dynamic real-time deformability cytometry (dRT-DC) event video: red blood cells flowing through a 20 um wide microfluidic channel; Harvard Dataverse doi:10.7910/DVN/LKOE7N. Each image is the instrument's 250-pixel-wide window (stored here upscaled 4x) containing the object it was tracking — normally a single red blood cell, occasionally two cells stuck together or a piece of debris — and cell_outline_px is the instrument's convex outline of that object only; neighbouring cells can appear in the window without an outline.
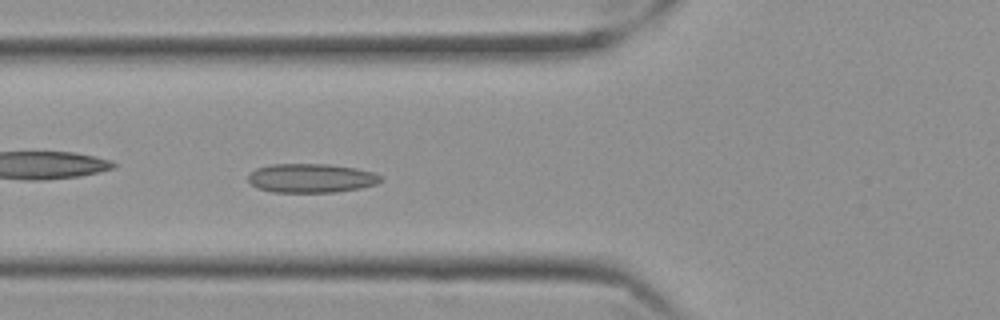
{"species": "Egyptian fruit bat (a non-hibernating species)", "species_latin": "Rousettus aegyptiacus", "temperature_condition": "cold", "stored_images_in_passage": 57, "camera_frame_rate_fps": 3000, "um_per_image_px": 0.085, "frame": {"image": 1, "passage_image": 21, "time_ms": 6.667, "image_size_px": [1000, 320], "cell_outline_px": [[380, 180], [376, 184], [360, 188], [336, 192], [272, 192], [256, 188], [248, 180], [248, 176], [256, 168], [272, 164], [328, 164], [356, 168], [372, 172], [380, 176]], "centroid_in_image_um": [26.42, 15.14], "position_along_channel_um": 99.4, "area_um2": 22.31}}
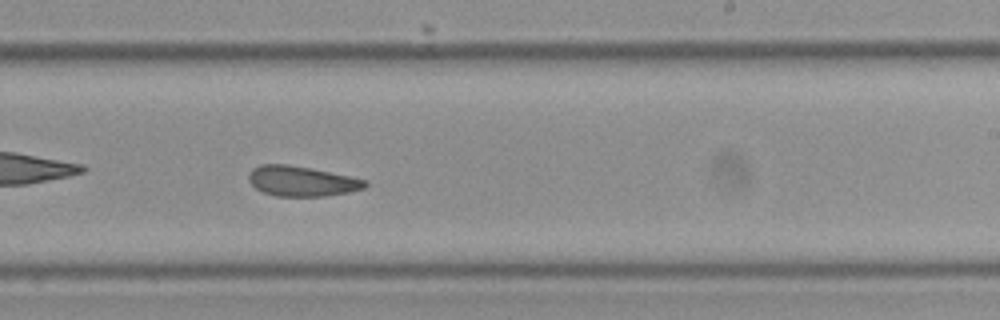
{"frame": {"image": 2, "passage_image": 35, "time_ms": 11.333, "image_size_px": [1000, 320], "cell_outline_px": [[368, 184], [364, 188], [348, 192], [324, 196], [276, 196], [264, 192], [256, 188], [248, 180], [248, 172], [252, 168], [260, 164], [288, 164], [368, 180]], "centroid_in_image_um": [25.61, 15.39], "position_along_channel_um": 263.4, "area_um2": 20.29}}
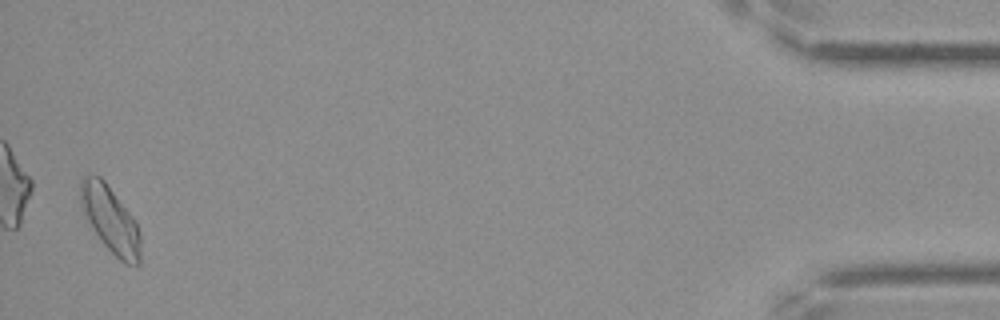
{"frame": {"image": 3, "passage_image": 56, "time_ms": 18.333, "image_size_px": [1000, 320], "cell_outline_px": [[140, 264], [124, 264], [100, 240], [92, 228], [80, 204], [80, 180], [84, 176], [100, 176], [104, 180], [128, 212], [136, 224], [140, 232]], "centroid_in_image_um": [9.37, 18.67], "position_along_channel_um": 425.8, "area_um2": 22.66}, "authors_computed_cell_mechanics": {"area_um2": 21.6172, "velocity_mm_per_s": 3.5061, "shape_relaxation_time_tau1_ms": null, "shape_relaxation_time_tau2_ms": 3.7482, "deformation_change_tau1": null, "deformation_change_tau2": 0.0949}}